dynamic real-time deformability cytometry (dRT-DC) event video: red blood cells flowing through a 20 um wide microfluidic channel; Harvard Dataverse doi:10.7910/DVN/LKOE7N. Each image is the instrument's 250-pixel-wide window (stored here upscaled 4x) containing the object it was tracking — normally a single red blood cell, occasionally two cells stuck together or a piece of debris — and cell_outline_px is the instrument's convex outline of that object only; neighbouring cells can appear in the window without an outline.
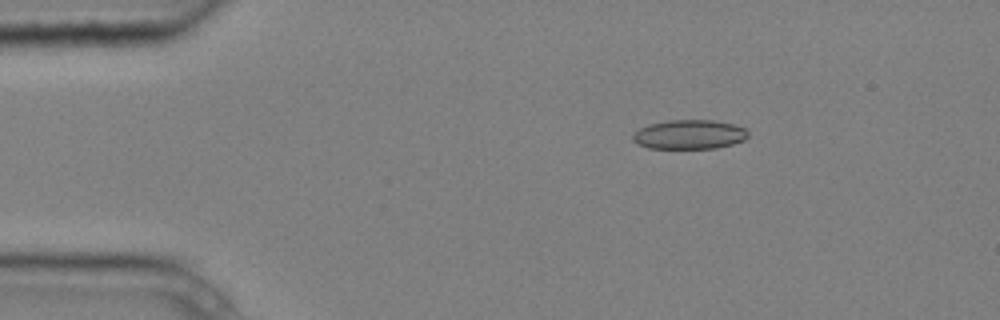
{"species": "common noctule bat (a hibernating species)", "species_latin": "Nyctalus noctula", "temperature_condition": "cold", "stored_images_in_passage": 5, "camera_frame_rate_fps": 3000, "um_per_image_px": 0.085, "animal": {"sex": "male", "body_mass_g": 20.4}, "frame": {"image": 1, "passage_image": 3, "time_ms": 0.667, "image_size_px": [1000, 320], "cell_outline_px": [[748, 136], [744, 140], [732, 144], [716, 148], [648, 148], [632, 140], [632, 136], [640, 128], [648, 124], [668, 120], [712, 120], [732, 124], [744, 128], [748, 132]], "centroid_in_image_um": [58.59, 11.43], "position_along_channel_um": 26.4, "area_um2": 19.54}}
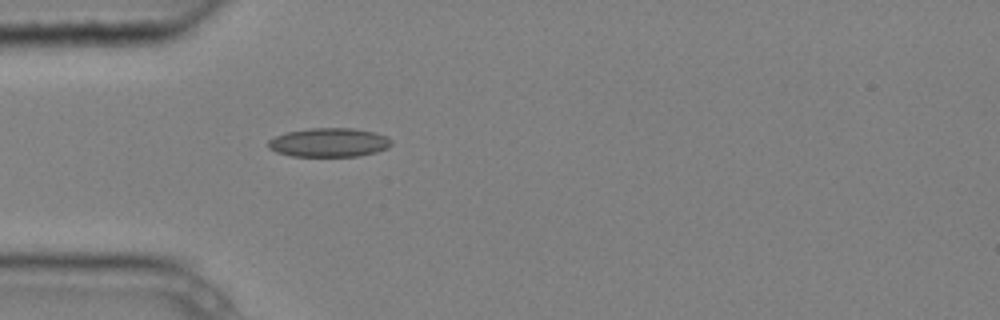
{"frame": {"image": 2, "passage_image": 5, "time_ms": 1.333, "image_size_px": [1000, 320], "cell_outline_px": [[392, 144], [388, 148], [376, 152], [356, 156], [292, 156], [276, 152], [268, 148], [268, 140], [276, 136], [288, 132], [308, 128], [352, 128], [372, 132], [388, 136], [392, 140]], "centroid_in_image_um": [27.98, 12.11], "position_along_channel_um": 57.0, "area_um2": 20.75}}